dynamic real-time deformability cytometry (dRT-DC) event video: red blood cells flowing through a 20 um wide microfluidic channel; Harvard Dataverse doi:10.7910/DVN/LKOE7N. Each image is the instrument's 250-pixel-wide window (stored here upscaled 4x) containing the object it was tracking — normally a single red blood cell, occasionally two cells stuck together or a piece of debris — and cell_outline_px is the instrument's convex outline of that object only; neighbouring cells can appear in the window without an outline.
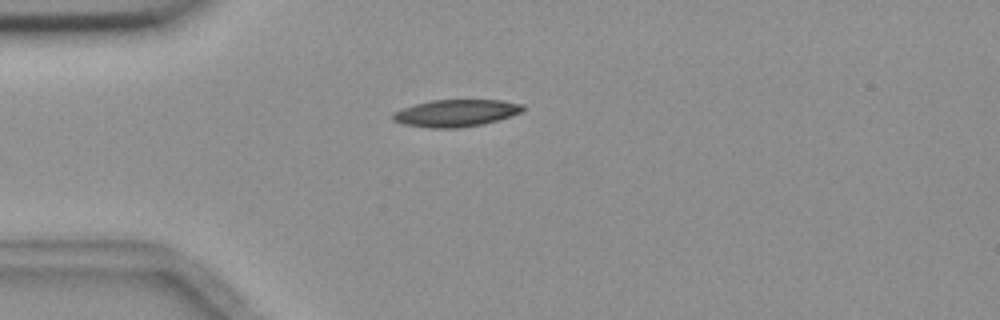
{"species": "common noctule bat (a hibernating species)", "species_latin": "Nyctalus noctula", "temperature_condition": "room temperature", "stored_images_in_passage": 1, "camera_frame_rate_fps": 3000, "um_per_image_px": 0.085, "animal": {"sex": "female", "body_mass_g": 18.4}, "frame": {"image": 1, "passage_image": 1, "time_ms": 0.0, "image_size_px": [1000, 320], "cell_outline_px": [[524, 112], [512, 116], [484, 124], [460, 128], [432, 128], [400, 124], [392, 120], [392, 112], [416, 104], [432, 100], [500, 100], [524, 104]], "centroid_in_image_um": [38.77, 9.62], "position_along_channel_um": 46.2, "area_um2": 20.75}}